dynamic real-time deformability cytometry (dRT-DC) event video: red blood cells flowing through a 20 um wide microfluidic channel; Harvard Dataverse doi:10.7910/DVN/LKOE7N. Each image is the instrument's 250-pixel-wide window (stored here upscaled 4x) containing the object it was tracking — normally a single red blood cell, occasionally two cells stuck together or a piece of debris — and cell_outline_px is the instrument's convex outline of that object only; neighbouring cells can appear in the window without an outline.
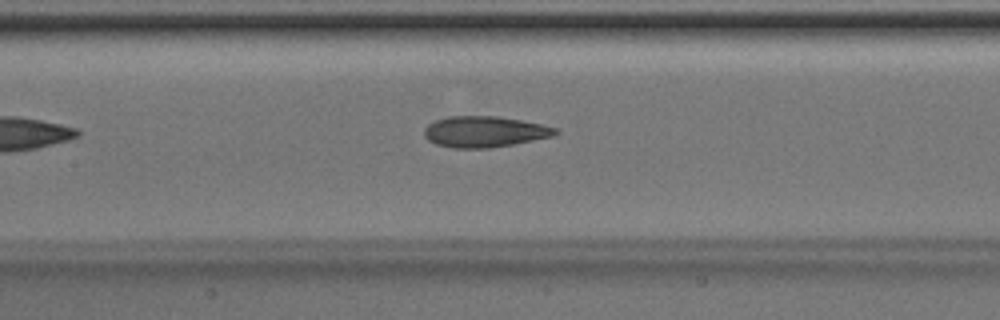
{"species": "Egyptian fruit bat (a non-hibernating species)", "species_latin": "Rousettus aegyptiacus", "temperature_condition": "room temperature", "stored_images_in_passage": 19, "camera_frame_rate_fps": 3000, "um_per_image_px": 0.085, "animal": {"sex": "male"}, "frame": {"image": 1, "passage_image": 9, "time_ms": 2.667, "image_size_px": [1000, 320], "cell_outline_px": [[560, 132], [552, 136], [512, 144], [488, 148], [452, 148], [436, 144], [428, 140], [424, 136], [424, 128], [428, 124], [436, 120], [448, 116], [496, 116], [520, 120], [560, 128]], "centroid_in_image_um": [41.17, 11.19], "position_along_channel_um": 166.2, "area_um2": 23.64}}